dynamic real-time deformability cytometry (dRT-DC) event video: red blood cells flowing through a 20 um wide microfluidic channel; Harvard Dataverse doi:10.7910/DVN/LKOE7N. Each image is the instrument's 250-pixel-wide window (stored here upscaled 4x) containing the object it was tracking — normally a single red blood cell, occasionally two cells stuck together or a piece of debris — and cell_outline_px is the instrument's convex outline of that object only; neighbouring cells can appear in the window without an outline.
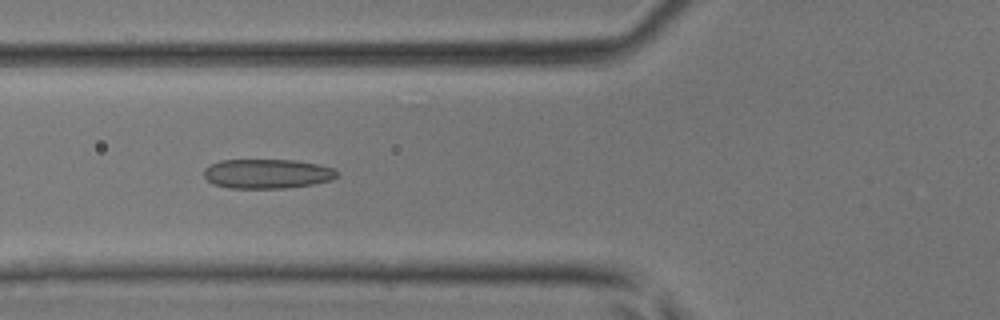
{"species": "common noctule bat (a hibernating species)", "species_latin": "Nyctalus noctula", "temperature_condition": "room temperature", "stored_images_in_passage": 43, "camera_frame_rate_fps": 3000, "um_per_image_px": 0.085, "animal": {"sex": "male", "body_mass_g": 17.9, "forearm_length_mm": 54.2}, "frame": {"image": 1, "passage_image": 16, "time_ms": 5.0, "image_size_px": [1000, 320], "cell_outline_px": [[340, 172], [332, 180], [312, 184], [284, 188], [228, 188], [212, 184], [204, 176], [204, 168], [220, 160], [296, 160], [320, 164], [332, 168]], "centroid_in_image_um": [22.71, 14.76], "position_along_channel_um": 103.1, "area_um2": 22.95}}
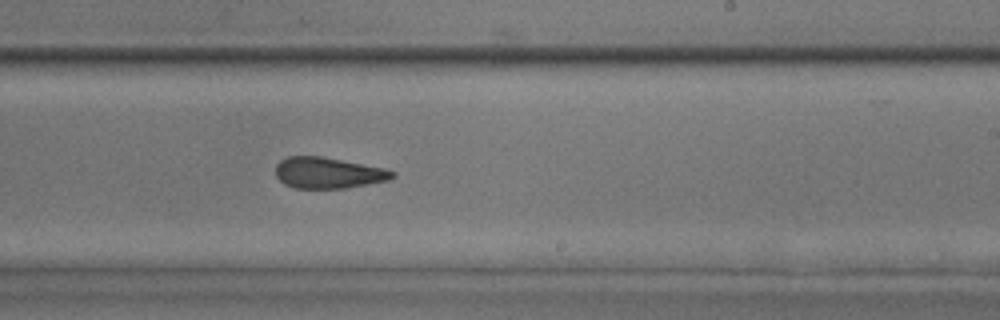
{"frame": {"image": 2, "passage_image": 26, "time_ms": 8.333, "image_size_px": [1000, 320], "cell_outline_px": [[396, 176], [388, 180], [368, 184], [344, 188], [292, 188], [284, 184], [276, 176], [276, 164], [280, 160], [288, 156], [320, 156], [384, 168], [396, 172]], "centroid_in_image_um": [27.88, 14.69], "position_along_channel_um": 261.1, "area_um2": 21.1}}
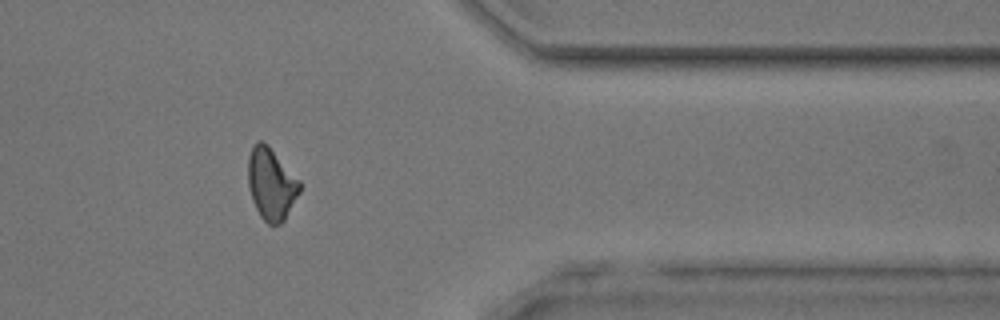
{"frame": {"image": 3, "passage_image": 35, "time_ms": 11.333, "image_size_px": [1000, 320], "cell_outline_px": [[300, 192], [284, 220], [280, 224], [268, 224], [260, 216], [252, 200], [248, 184], [248, 156], [252, 148], [260, 140], [268, 144], [300, 180]], "centroid_in_image_um": [23.06, 15.63], "position_along_channel_um": 388.3, "area_um2": 21.56}}